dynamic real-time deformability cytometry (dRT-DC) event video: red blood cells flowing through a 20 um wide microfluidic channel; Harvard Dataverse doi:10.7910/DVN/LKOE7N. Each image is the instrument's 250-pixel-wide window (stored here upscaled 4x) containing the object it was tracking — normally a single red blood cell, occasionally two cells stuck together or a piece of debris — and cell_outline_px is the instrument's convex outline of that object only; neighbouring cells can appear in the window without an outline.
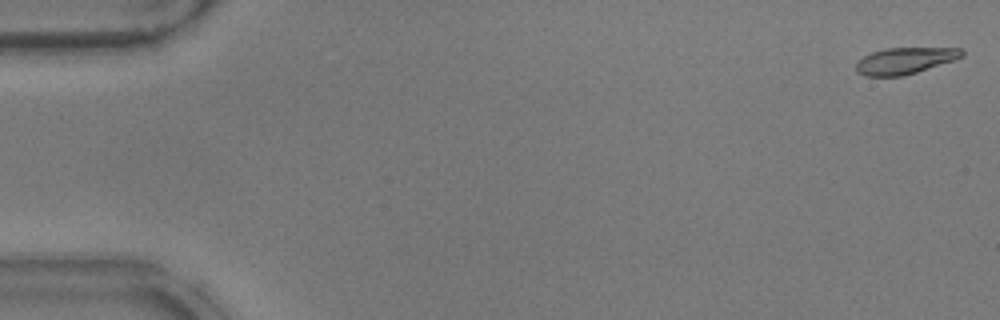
{"species": "common noctule bat (a hibernating species)", "species_latin": "Nyctalus noctula", "temperature_condition": "warm", "stored_images_in_passage": 52, "camera_frame_rate_fps": 3000, "um_per_image_px": 0.085, "animal": {"sex": "male", "body_mass_g": 17.9}, "frame": {"image": 1, "passage_image": 1, "time_ms": 0.0, "image_size_px": [1000, 320], "cell_outline_px": [[964, 56], [904, 76], [868, 76], [856, 72], [856, 64], [864, 56], [872, 52], [884, 48], [960, 48], [964, 52]], "centroid_in_image_um": [76.89, 5.15], "position_along_channel_um": 8.1, "area_um2": 16.07}}
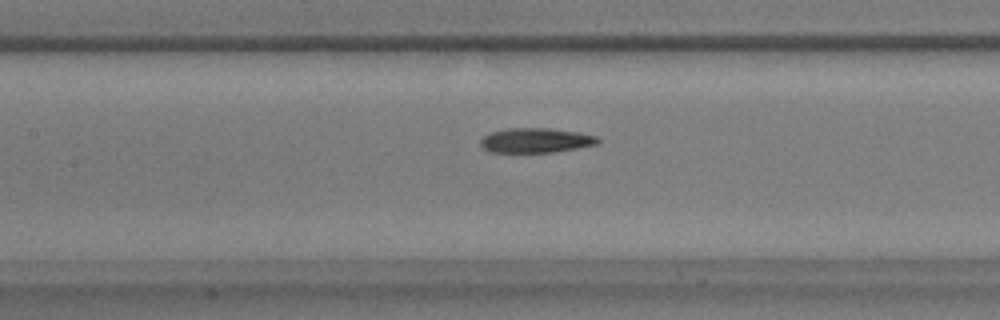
{"frame": {"image": 2, "passage_image": 24, "time_ms": 7.667, "image_size_px": [1000, 320], "cell_outline_px": [[600, 144], [552, 152], [492, 152], [484, 148], [480, 144], [480, 140], [484, 136], [492, 132], [508, 128], [548, 128], [576, 132], [596, 136], [600, 140]], "centroid_in_image_um": [45.55, 11.93], "position_along_channel_um": 161.8, "area_um2": 16.7}}
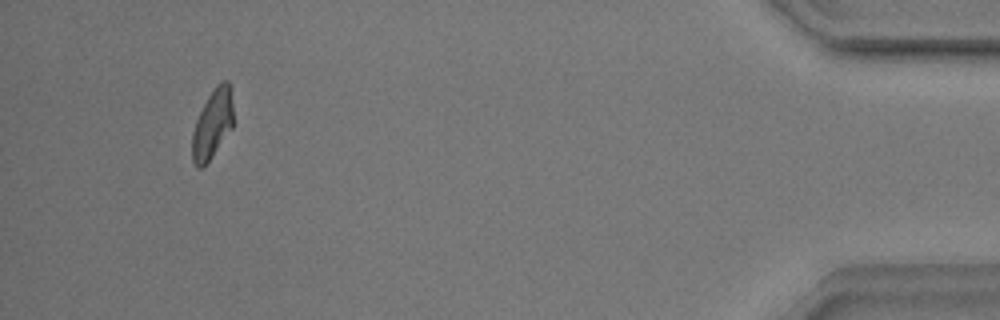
{"frame": {"image": 3, "passage_image": 49, "time_ms": 16.0, "image_size_px": [1000, 320], "cell_outline_px": [[232, 128], [208, 160], [200, 168], [196, 168], [192, 160], [192, 132], [196, 120], [208, 96], [216, 84], [220, 80], [228, 80], [232, 104]], "centroid_in_image_um": [18.04, 10.52], "position_along_channel_um": 417.2, "area_um2": 16.18}, "authors_computed_cell_mechanics": {"area_um2": 17.1955, "velocity_mm_per_s": 3.8848, "shape_relaxation_time_tau1_ms": 4.109, "shape_relaxation_time_tau2_ms": 3.0688, "deformation_change_tau1": 0.1458, "deformation_change_tau2": 0.0955}}